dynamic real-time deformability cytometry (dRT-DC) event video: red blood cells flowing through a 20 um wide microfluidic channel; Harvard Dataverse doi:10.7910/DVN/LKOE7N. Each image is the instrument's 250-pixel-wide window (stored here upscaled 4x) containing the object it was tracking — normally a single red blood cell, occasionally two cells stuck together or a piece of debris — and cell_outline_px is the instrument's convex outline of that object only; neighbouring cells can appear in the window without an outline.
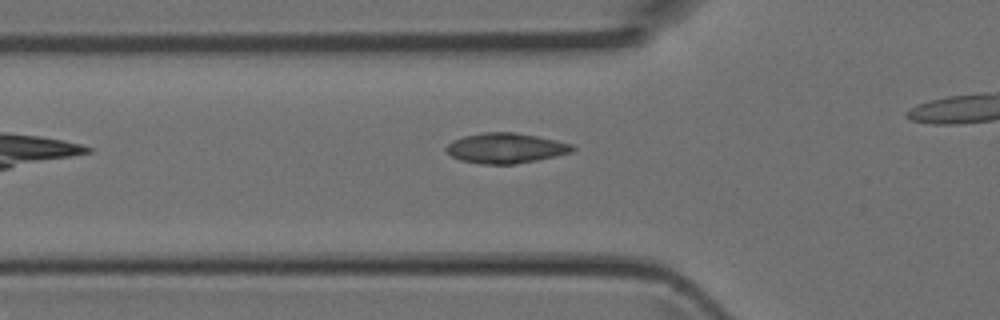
{"species": "Egyptian fruit bat (a non-hibernating species)", "species_latin": "Rousettus aegyptiacus", "temperature_condition": "room temperature", "stored_images_in_passage": 4, "camera_frame_rate_fps": 3000, "um_per_image_px": 0.085, "animal": {"sex": "female"}, "frame": {"image": 1, "passage_image": 3, "time_ms": 0.667, "image_size_px": [1000, 320], "cell_outline_px": [[576, 148], [572, 152], [556, 156], [536, 160], [512, 164], [480, 164], [460, 160], [452, 156], [444, 148], [452, 140], [464, 136], [484, 132], [516, 132], [556, 140], [572, 144]], "centroid_in_image_um": [42.98, 12.59], "position_along_channel_um": 82.8, "area_um2": 22.2}}